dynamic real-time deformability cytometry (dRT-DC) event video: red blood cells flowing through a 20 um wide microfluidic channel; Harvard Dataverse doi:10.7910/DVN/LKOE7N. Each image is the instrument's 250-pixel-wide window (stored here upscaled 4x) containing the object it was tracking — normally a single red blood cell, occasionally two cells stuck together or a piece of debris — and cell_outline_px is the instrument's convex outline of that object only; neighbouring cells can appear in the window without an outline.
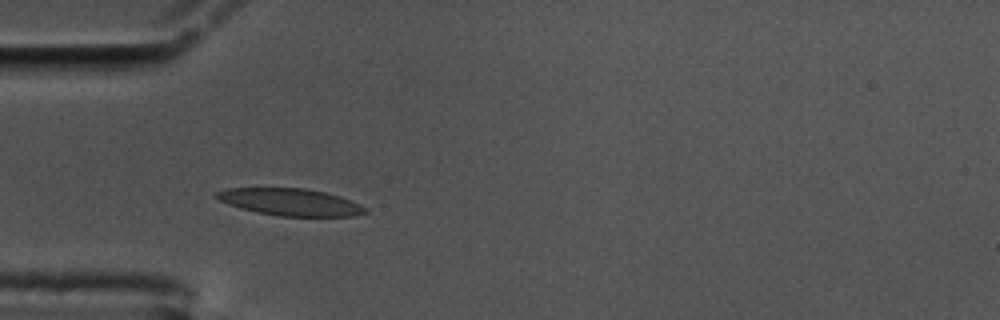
{"species": "common noctule bat (a hibernating species)", "species_latin": "Nyctalus noctula", "temperature_condition": "cold", "stored_images_in_passage": 42, "camera_frame_rate_fps": 3000, "um_per_image_px": 0.085, "animal": {"sex": "male", "body_mass_g": 17.5, "forearm_length_mm": 52.3}, "frame": {"image": 1, "passage_image": 1, "time_ms": 0.0, "image_size_px": [1000, 320], "cell_outline_px": [[368, 212], [352, 216], [280, 216], [256, 212], [240, 208], [228, 204], [220, 200], [216, 196], [216, 192], [228, 188], [304, 188], [324, 192], [340, 196], [368, 208]], "centroid_in_image_um": [24.69, 17.17], "position_along_channel_um": 60.3, "area_um2": 23.29}}
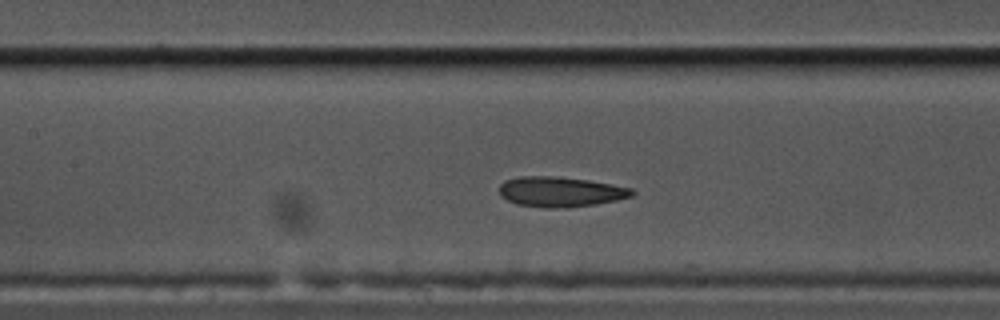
{"frame": {"image": 2, "passage_image": 10, "time_ms": 3.0, "image_size_px": [1000, 320], "cell_outline_px": [[636, 192], [632, 196], [616, 200], [596, 204], [556, 208], [544, 208], [516, 204], [500, 196], [500, 184], [504, 180], [520, 176], [552, 176], [588, 180], [612, 184], [632, 188]], "centroid_in_image_um": [47.62, 16.3], "position_along_channel_um": 159.8, "area_um2": 23.29}}
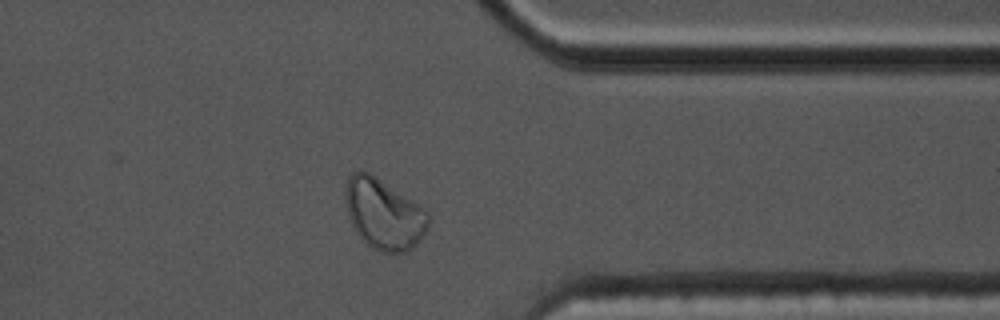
{"frame": {"image": 3, "passage_image": 30, "time_ms": 9.667, "image_size_px": [1000, 320], "cell_outline_px": [[428, 228], [420, 240], [412, 248], [404, 252], [380, 252], [372, 248], [360, 240], [348, 216], [344, 200], [344, 188], [348, 176], [352, 172], [368, 172], [420, 204], [428, 212]], "centroid_in_image_um": [32.59, 18.2], "position_along_channel_um": 378.8, "area_um2": 34.33}, "authors_computed_cell_mechanics": {"area_um2": 23.3512, "velocity_mm_per_s": 3.3982, "shape_relaxation_time_tau1_ms": 6.462, "shape_relaxation_time_tau2_ms": 1.7001, "deformation_change_tau1": 0.1881, "deformation_change_tau2": 0.0827}}